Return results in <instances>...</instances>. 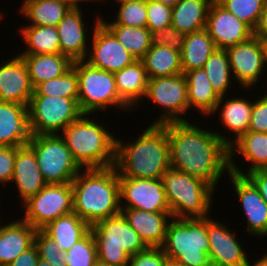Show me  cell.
<instances>
[{
  "label": "cell",
  "mask_w": 267,
  "mask_h": 266,
  "mask_svg": "<svg viewBox=\"0 0 267 266\" xmlns=\"http://www.w3.org/2000/svg\"><path fill=\"white\" fill-rule=\"evenodd\" d=\"M72 66L78 76V104L83 114L104 113L112 107L132 112L120 98L112 72L95 68L84 60L73 61Z\"/></svg>",
  "instance_id": "ba28073f"
},
{
  "label": "cell",
  "mask_w": 267,
  "mask_h": 266,
  "mask_svg": "<svg viewBox=\"0 0 267 266\" xmlns=\"http://www.w3.org/2000/svg\"><path fill=\"white\" fill-rule=\"evenodd\" d=\"M156 1L161 2L164 5L174 7L180 0H156Z\"/></svg>",
  "instance_id": "9f6ffc18"
},
{
  "label": "cell",
  "mask_w": 267,
  "mask_h": 266,
  "mask_svg": "<svg viewBox=\"0 0 267 266\" xmlns=\"http://www.w3.org/2000/svg\"><path fill=\"white\" fill-rule=\"evenodd\" d=\"M222 7L233 13L253 31L259 22L266 0H216Z\"/></svg>",
  "instance_id": "60d3db41"
},
{
  "label": "cell",
  "mask_w": 267,
  "mask_h": 266,
  "mask_svg": "<svg viewBox=\"0 0 267 266\" xmlns=\"http://www.w3.org/2000/svg\"><path fill=\"white\" fill-rule=\"evenodd\" d=\"M18 55L26 63L33 88L42 82L62 76L73 64L68 56L61 53Z\"/></svg>",
  "instance_id": "83f0119b"
},
{
  "label": "cell",
  "mask_w": 267,
  "mask_h": 266,
  "mask_svg": "<svg viewBox=\"0 0 267 266\" xmlns=\"http://www.w3.org/2000/svg\"><path fill=\"white\" fill-rule=\"evenodd\" d=\"M227 97V95L220 97L216 108L211 115L217 114L220 109V112L218 113L220 118L217 120H219L221 125L224 126V128L229 131L228 133L232 135L228 134L226 136V134L222 135L220 132H216V134L228 147H230L248 131L253 100L250 98H248L249 100L247 98L245 99L244 96L243 98L242 96H232L231 98L229 97V99Z\"/></svg>",
  "instance_id": "ffe728a7"
},
{
  "label": "cell",
  "mask_w": 267,
  "mask_h": 266,
  "mask_svg": "<svg viewBox=\"0 0 267 266\" xmlns=\"http://www.w3.org/2000/svg\"><path fill=\"white\" fill-rule=\"evenodd\" d=\"M121 213L147 247L163 246L168 224L173 218L171 212L121 209Z\"/></svg>",
  "instance_id": "cb8c5ba5"
},
{
  "label": "cell",
  "mask_w": 267,
  "mask_h": 266,
  "mask_svg": "<svg viewBox=\"0 0 267 266\" xmlns=\"http://www.w3.org/2000/svg\"><path fill=\"white\" fill-rule=\"evenodd\" d=\"M0 11H1V10H0ZM3 15H4V14H3L2 12H0V19L3 18V17H2Z\"/></svg>",
  "instance_id": "91938a15"
},
{
  "label": "cell",
  "mask_w": 267,
  "mask_h": 266,
  "mask_svg": "<svg viewBox=\"0 0 267 266\" xmlns=\"http://www.w3.org/2000/svg\"><path fill=\"white\" fill-rule=\"evenodd\" d=\"M34 93L24 60L16 53L0 65V101L29 105Z\"/></svg>",
  "instance_id": "d6986e66"
},
{
  "label": "cell",
  "mask_w": 267,
  "mask_h": 266,
  "mask_svg": "<svg viewBox=\"0 0 267 266\" xmlns=\"http://www.w3.org/2000/svg\"><path fill=\"white\" fill-rule=\"evenodd\" d=\"M39 258L38 249L36 245L33 244L29 249L22 252L8 266H37Z\"/></svg>",
  "instance_id": "c3c4849f"
},
{
  "label": "cell",
  "mask_w": 267,
  "mask_h": 266,
  "mask_svg": "<svg viewBox=\"0 0 267 266\" xmlns=\"http://www.w3.org/2000/svg\"><path fill=\"white\" fill-rule=\"evenodd\" d=\"M187 81V98L189 111L192 109L202 114L211 116L220 97L213 90L210 81L203 68L194 69L184 73Z\"/></svg>",
  "instance_id": "f1b7e54d"
},
{
  "label": "cell",
  "mask_w": 267,
  "mask_h": 266,
  "mask_svg": "<svg viewBox=\"0 0 267 266\" xmlns=\"http://www.w3.org/2000/svg\"><path fill=\"white\" fill-rule=\"evenodd\" d=\"M203 69L216 94L219 97L228 95L233 87L231 83L234 81L235 84V80L226 49H216L204 63Z\"/></svg>",
  "instance_id": "d590c367"
},
{
  "label": "cell",
  "mask_w": 267,
  "mask_h": 266,
  "mask_svg": "<svg viewBox=\"0 0 267 266\" xmlns=\"http://www.w3.org/2000/svg\"><path fill=\"white\" fill-rule=\"evenodd\" d=\"M28 145L47 184L71 183L82 170L59 134L31 135Z\"/></svg>",
  "instance_id": "9c48e42d"
},
{
  "label": "cell",
  "mask_w": 267,
  "mask_h": 266,
  "mask_svg": "<svg viewBox=\"0 0 267 266\" xmlns=\"http://www.w3.org/2000/svg\"><path fill=\"white\" fill-rule=\"evenodd\" d=\"M237 155H241L244 162L250 163L246 164L248 165L246 170L236 164L233 157ZM266 169L267 133L247 131L229 147V170L231 173L246 176L250 172Z\"/></svg>",
  "instance_id": "7402d4cb"
},
{
  "label": "cell",
  "mask_w": 267,
  "mask_h": 266,
  "mask_svg": "<svg viewBox=\"0 0 267 266\" xmlns=\"http://www.w3.org/2000/svg\"><path fill=\"white\" fill-rule=\"evenodd\" d=\"M258 39H259L261 47H262L265 65H267V36L258 37Z\"/></svg>",
  "instance_id": "f5cc1de1"
},
{
  "label": "cell",
  "mask_w": 267,
  "mask_h": 266,
  "mask_svg": "<svg viewBox=\"0 0 267 266\" xmlns=\"http://www.w3.org/2000/svg\"><path fill=\"white\" fill-rule=\"evenodd\" d=\"M71 186L73 212L90 226L121 213L119 177L114 166L82 169Z\"/></svg>",
  "instance_id": "3957f363"
},
{
  "label": "cell",
  "mask_w": 267,
  "mask_h": 266,
  "mask_svg": "<svg viewBox=\"0 0 267 266\" xmlns=\"http://www.w3.org/2000/svg\"><path fill=\"white\" fill-rule=\"evenodd\" d=\"M21 206H24V215L21 219L36 230L43 229L60 216L73 212L71 183L46 184Z\"/></svg>",
  "instance_id": "7c38bea8"
},
{
  "label": "cell",
  "mask_w": 267,
  "mask_h": 266,
  "mask_svg": "<svg viewBox=\"0 0 267 266\" xmlns=\"http://www.w3.org/2000/svg\"><path fill=\"white\" fill-rule=\"evenodd\" d=\"M136 60H141L151 48L149 29L124 25H104Z\"/></svg>",
  "instance_id": "8d00e7d4"
},
{
  "label": "cell",
  "mask_w": 267,
  "mask_h": 266,
  "mask_svg": "<svg viewBox=\"0 0 267 266\" xmlns=\"http://www.w3.org/2000/svg\"><path fill=\"white\" fill-rule=\"evenodd\" d=\"M90 45L84 61L108 72L119 71L136 61L117 38L100 22V14L94 17Z\"/></svg>",
  "instance_id": "4fadbf2b"
},
{
  "label": "cell",
  "mask_w": 267,
  "mask_h": 266,
  "mask_svg": "<svg viewBox=\"0 0 267 266\" xmlns=\"http://www.w3.org/2000/svg\"><path fill=\"white\" fill-rule=\"evenodd\" d=\"M37 266H53V265L49 264L48 261H45V260L39 258Z\"/></svg>",
  "instance_id": "6f0895ef"
},
{
  "label": "cell",
  "mask_w": 267,
  "mask_h": 266,
  "mask_svg": "<svg viewBox=\"0 0 267 266\" xmlns=\"http://www.w3.org/2000/svg\"><path fill=\"white\" fill-rule=\"evenodd\" d=\"M33 95L78 98V76L75 68L72 66L62 76L38 84Z\"/></svg>",
  "instance_id": "f35d334b"
},
{
  "label": "cell",
  "mask_w": 267,
  "mask_h": 266,
  "mask_svg": "<svg viewBox=\"0 0 267 266\" xmlns=\"http://www.w3.org/2000/svg\"><path fill=\"white\" fill-rule=\"evenodd\" d=\"M78 98L32 95L28 105L31 135L60 134L82 115Z\"/></svg>",
  "instance_id": "30bf717a"
},
{
  "label": "cell",
  "mask_w": 267,
  "mask_h": 266,
  "mask_svg": "<svg viewBox=\"0 0 267 266\" xmlns=\"http://www.w3.org/2000/svg\"><path fill=\"white\" fill-rule=\"evenodd\" d=\"M228 177L242 206L245 216L246 230L251 236L266 238L267 236V204L259 194L258 189L246 177L229 173Z\"/></svg>",
  "instance_id": "e0dca14e"
},
{
  "label": "cell",
  "mask_w": 267,
  "mask_h": 266,
  "mask_svg": "<svg viewBox=\"0 0 267 266\" xmlns=\"http://www.w3.org/2000/svg\"><path fill=\"white\" fill-rule=\"evenodd\" d=\"M205 225L209 239L208 254L212 266L249 265V253H245L241 241L235 237L234 231L229 229L226 223L208 216L205 218Z\"/></svg>",
  "instance_id": "2e32d148"
},
{
  "label": "cell",
  "mask_w": 267,
  "mask_h": 266,
  "mask_svg": "<svg viewBox=\"0 0 267 266\" xmlns=\"http://www.w3.org/2000/svg\"><path fill=\"white\" fill-rule=\"evenodd\" d=\"M161 248L183 266H212L205 218H172Z\"/></svg>",
  "instance_id": "52a82bcc"
},
{
  "label": "cell",
  "mask_w": 267,
  "mask_h": 266,
  "mask_svg": "<svg viewBox=\"0 0 267 266\" xmlns=\"http://www.w3.org/2000/svg\"><path fill=\"white\" fill-rule=\"evenodd\" d=\"M144 98L162 109L152 124L188 122L185 116L189 113V102L184 73L149 79Z\"/></svg>",
  "instance_id": "8fae6325"
},
{
  "label": "cell",
  "mask_w": 267,
  "mask_h": 266,
  "mask_svg": "<svg viewBox=\"0 0 267 266\" xmlns=\"http://www.w3.org/2000/svg\"><path fill=\"white\" fill-rule=\"evenodd\" d=\"M196 123H168L170 166L199 178L214 189L223 173L228 175L229 147L215 131L203 130Z\"/></svg>",
  "instance_id": "6da1fadb"
},
{
  "label": "cell",
  "mask_w": 267,
  "mask_h": 266,
  "mask_svg": "<svg viewBox=\"0 0 267 266\" xmlns=\"http://www.w3.org/2000/svg\"><path fill=\"white\" fill-rule=\"evenodd\" d=\"M118 4V11H115V19L110 21L104 20L101 14L100 22L103 25H124L132 27H147V7L146 0H129ZM114 21V22H113Z\"/></svg>",
  "instance_id": "74e56055"
},
{
  "label": "cell",
  "mask_w": 267,
  "mask_h": 266,
  "mask_svg": "<svg viewBox=\"0 0 267 266\" xmlns=\"http://www.w3.org/2000/svg\"><path fill=\"white\" fill-rule=\"evenodd\" d=\"M185 35L174 26L169 25L164 29L151 31V46H165L178 51L183 50Z\"/></svg>",
  "instance_id": "ee69618b"
},
{
  "label": "cell",
  "mask_w": 267,
  "mask_h": 266,
  "mask_svg": "<svg viewBox=\"0 0 267 266\" xmlns=\"http://www.w3.org/2000/svg\"><path fill=\"white\" fill-rule=\"evenodd\" d=\"M217 49L206 29L185 35L181 51L182 72L203 68L204 63Z\"/></svg>",
  "instance_id": "1f68e13d"
},
{
  "label": "cell",
  "mask_w": 267,
  "mask_h": 266,
  "mask_svg": "<svg viewBox=\"0 0 267 266\" xmlns=\"http://www.w3.org/2000/svg\"><path fill=\"white\" fill-rule=\"evenodd\" d=\"M83 17L82 7L72 8L57 25L61 54L72 61L84 60L88 53L92 32L87 34L88 25Z\"/></svg>",
  "instance_id": "44dd1931"
},
{
  "label": "cell",
  "mask_w": 267,
  "mask_h": 266,
  "mask_svg": "<svg viewBox=\"0 0 267 266\" xmlns=\"http://www.w3.org/2000/svg\"><path fill=\"white\" fill-rule=\"evenodd\" d=\"M18 147L0 145V185L7 186L12 180Z\"/></svg>",
  "instance_id": "7dc6e473"
},
{
  "label": "cell",
  "mask_w": 267,
  "mask_h": 266,
  "mask_svg": "<svg viewBox=\"0 0 267 266\" xmlns=\"http://www.w3.org/2000/svg\"><path fill=\"white\" fill-rule=\"evenodd\" d=\"M66 266H98L97 247L92 231L65 252Z\"/></svg>",
  "instance_id": "ab89813d"
},
{
  "label": "cell",
  "mask_w": 267,
  "mask_h": 266,
  "mask_svg": "<svg viewBox=\"0 0 267 266\" xmlns=\"http://www.w3.org/2000/svg\"><path fill=\"white\" fill-rule=\"evenodd\" d=\"M226 52L236 84L243 87L240 89H255L253 86L261 81V75L265 77L267 69L258 37L252 36L243 43L228 47Z\"/></svg>",
  "instance_id": "9a60e30c"
},
{
  "label": "cell",
  "mask_w": 267,
  "mask_h": 266,
  "mask_svg": "<svg viewBox=\"0 0 267 266\" xmlns=\"http://www.w3.org/2000/svg\"><path fill=\"white\" fill-rule=\"evenodd\" d=\"M113 74L120 98L132 110L135 108L138 109L140 105L142 107L140 103L144 100L149 81L143 62L136 60Z\"/></svg>",
  "instance_id": "4316f807"
},
{
  "label": "cell",
  "mask_w": 267,
  "mask_h": 266,
  "mask_svg": "<svg viewBox=\"0 0 267 266\" xmlns=\"http://www.w3.org/2000/svg\"><path fill=\"white\" fill-rule=\"evenodd\" d=\"M114 167L118 177L162 179L171 167L168 123L148 125L130 143L116 137Z\"/></svg>",
  "instance_id": "7a4b0ae2"
},
{
  "label": "cell",
  "mask_w": 267,
  "mask_h": 266,
  "mask_svg": "<svg viewBox=\"0 0 267 266\" xmlns=\"http://www.w3.org/2000/svg\"><path fill=\"white\" fill-rule=\"evenodd\" d=\"M98 3L101 2V0H97ZM103 1V0H102ZM115 3H120V2H123V1H129V0H113ZM105 2V0H104Z\"/></svg>",
  "instance_id": "680465c9"
},
{
  "label": "cell",
  "mask_w": 267,
  "mask_h": 266,
  "mask_svg": "<svg viewBox=\"0 0 267 266\" xmlns=\"http://www.w3.org/2000/svg\"><path fill=\"white\" fill-rule=\"evenodd\" d=\"M253 35L256 37L267 36V0L265 1L259 22L253 31Z\"/></svg>",
  "instance_id": "f907efd6"
},
{
  "label": "cell",
  "mask_w": 267,
  "mask_h": 266,
  "mask_svg": "<svg viewBox=\"0 0 267 266\" xmlns=\"http://www.w3.org/2000/svg\"><path fill=\"white\" fill-rule=\"evenodd\" d=\"M166 255L160 247H147L145 250L129 257L127 266H163Z\"/></svg>",
  "instance_id": "bcb514c9"
},
{
  "label": "cell",
  "mask_w": 267,
  "mask_h": 266,
  "mask_svg": "<svg viewBox=\"0 0 267 266\" xmlns=\"http://www.w3.org/2000/svg\"><path fill=\"white\" fill-rule=\"evenodd\" d=\"M149 79L174 76L182 72L181 52L165 46H151L141 59Z\"/></svg>",
  "instance_id": "836d02e7"
},
{
  "label": "cell",
  "mask_w": 267,
  "mask_h": 266,
  "mask_svg": "<svg viewBox=\"0 0 267 266\" xmlns=\"http://www.w3.org/2000/svg\"><path fill=\"white\" fill-rule=\"evenodd\" d=\"M248 266H267V253H264L261 258L259 257L257 260L249 262Z\"/></svg>",
  "instance_id": "db71d44e"
},
{
  "label": "cell",
  "mask_w": 267,
  "mask_h": 266,
  "mask_svg": "<svg viewBox=\"0 0 267 266\" xmlns=\"http://www.w3.org/2000/svg\"><path fill=\"white\" fill-rule=\"evenodd\" d=\"M163 266H183V265L174 259L166 258Z\"/></svg>",
  "instance_id": "11a10c76"
},
{
  "label": "cell",
  "mask_w": 267,
  "mask_h": 266,
  "mask_svg": "<svg viewBox=\"0 0 267 266\" xmlns=\"http://www.w3.org/2000/svg\"><path fill=\"white\" fill-rule=\"evenodd\" d=\"M95 115L82 114L59 134L82 169L115 165V133L112 134L104 123L100 124Z\"/></svg>",
  "instance_id": "277c9868"
},
{
  "label": "cell",
  "mask_w": 267,
  "mask_h": 266,
  "mask_svg": "<svg viewBox=\"0 0 267 266\" xmlns=\"http://www.w3.org/2000/svg\"><path fill=\"white\" fill-rule=\"evenodd\" d=\"M213 39L217 49L243 43L253 35V30L222 7L216 0L210 4L205 28Z\"/></svg>",
  "instance_id": "ac0fdd59"
},
{
  "label": "cell",
  "mask_w": 267,
  "mask_h": 266,
  "mask_svg": "<svg viewBox=\"0 0 267 266\" xmlns=\"http://www.w3.org/2000/svg\"><path fill=\"white\" fill-rule=\"evenodd\" d=\"M146 7L147 28L150 32L171 25L172 7L156 0H146Z\"/></svg>",
  "instance_id": "7bdbcfd3"
},
{
  "label": "cell",
  "mask_w": 267,
  "mask_h": 266,
  "mask_svg": "<svg viewBox=\"0 0 267 266\" xmlns=\"http://www.w3.org/2000/svg\"><path fill=\"white\" fill-rule=\"evenodd\" d=\"M119 195L120 209L171 212L162 179L119 177Z\"/></svg>",
  "instance_id": "5bb4252c"
},
{
  "label": "cell",
  "mask_w": 267,
  "mask_h": 266,
  "mask_svg": "<svg viewBox=\"0 0 267 266\" xmlns=\"http://www.w3.org/2000/svg\"><path fill=\"white\" fill-rule=\"evenodd\" d=\"M213 0H180L171 13V25L184 34L206 28L210 4Z\"/></svg>",
  "instance_id": "f546056e"
},
{
  "label": "cell",
  "mask_w": 267,
  "mask_h": 266,
  "mask_svg": "<svg viewBox=\"0 0 267 266\" xmlns=\"http://www.w3.org/2000/svg\"><path fill=\"white\" fill-rule=\"evenodd\" d=\"M253 99L248 131L267 133V93Z\"/></svg>",
  "instance_id": "f6af8a7d"
},
{
  "label": "cell",
  "mask_w": 267,
  "mask_h": 266,
  "mask_svg": "<svg viewBox=\"0 0 267 266\" xmlns=\"http://www.w3.org/2000/svg\"><path fill=\"white\" fill-rule=\"evenodd\" d=\"M30 137L28 106L0 101V145L21 147Z\"/></svg>",
  "instance_id": "d4e9b609"
},
{
  "label": "cell",
  "mask_w": 267,
  "mask_h": 266,
  "mask_svg": "<svg viewBox=\"0 0 267 266\" xmlns=\"http://www.w3.org/2000/svg\"><path fill=\"white\" fill-rule=\"evenodd\" d=\"M34 244L41 259L48 261L53 266H66L65 252L61 250L57 241H54L43 229L36 230Z\"/></svg>",
  "instance_id": "b9f144b4"
},
{
  "label": "cell",
  "mask_w": 267,
  "mask_h": 266,
  "mask_svg": "<svg viewBox=\"0 0 267 266\" xmlns=\"http://www.w3.org/2000/svg\"><path fill=\"white\" fill-rule=\"evenodd\" d=\"M6 223L0 225V266H8L29 249L34 244L36 232L34 227L20 218Z\"/></svg>",
  "instance_id": "484cf974"
},
{
  "label": "cell",
  "mask_w": 267,
  "mask_h": 266,
  "mask_svg": "<svg viewBox=\"0 0 267 266\" xmlns=\"http://www.w3.org/2000/svg\"><path fill=\"white\" fill-rule=\"evenodd\" d=\"M246 177L258 189L259 194L267 204V169L250 172L246 175Z\"/></svg>",
  "instance_id": "681fc988"
},
{
  "label": "cell",
  "mask_w": 267,
  "mask_h": 266,
  "mask_svg": "<svg viewBox=\"0 0 267 266\" xmlns=\"http://www.w3.org/2000/svg\"><path fill=\"white\" fill-rule=\"evenodd\" d=\"M71 9V6L58 0H23L18 15L30 20L28 25L57 27Z\"/></svg>",
  "instance_id": "4dcf8cb0"
},
{
  "label": "cell",
  "mask_w": 267,
  "mask_h": 266,
  "mask_svg": "<svg viewBox=\"0 0 267 266\" xmlns=\"http://www.w3.org/2000/svg\"><path fill=\"white\" fill-rule=\"evenodd\" d=\"M10 183H14L10 185H14L17 189L22 204L47 184L38 166L35 153L28 144L18 147L16 151L14 173Z\"/></svg>",
  "instance_id": "603a6c76"
},
{
  "label": "cell",
  "mask_w": 267,
  "mask_h": 266,
  "mask_svg": "<svg viewBox=\"0 0 267 266\" xmlns=\"http://www.w3.org/2000/svg\"><path fill=\"white\" fill-rule=\"evenodd\" d=\"M58 1H61V2H64L66 3L67 5L71 6L72 8H80V7H83L80 3L82 2L83 4L88 3L89 2H92V4H94V2L96 3L97 0H58ZM85 1V2H84Z\"/></svg>",
  "instance_id": "816d5d0a"
},
{
  "label": "cell",
  "mask_w": 267,
  "mask_h": 266,
  "mask_svg": "<svg viewBox=\"0 0 267 266\" xmlns=\"http://www.w3.org/2000/svg\"><path fill=\"white\" fill-rule=\"evenodd\" d=\"M165 195L173 218H206L212 214L215 189L207 182L169 168L162 176Z\"/></svg>",
  "instance_id": "5b68a950"
},
{
  "label": "cell",
  "mask_w": 267,
  "mask_h": 266,
  "mask_svg": "<svg viewBox=\"0 0 267 266\" xmlns=\"http://www.w3.org/2000/svg\"><path fill=\"white\" fill-rule=\"evenodd\" d=\"M91 231L99 266H127L130 256L147 248L122 213L99 220Z\"/></svg>",
  "instance_id": "8992f818"
},
{
  "label": "cell",
  "mask_w": 267,
  "mask_h": 266,
  "mask_svg": "<svg viewBox=\"0 0 267 266\" xmlns=\"http://www.w3.org/2000/svg\"><path fill=\"white\" fill-rule=\"evenodd\" d=\"M43 230L57 241L63 252H67L91 230V226L72 212L50 222Z\"/></svg>",
  "instance_id": "d6a6232c"
},
{
  "label": "cell",
  "mask_w": 267,
  "mask_h": 266,
  "mask_svg": "<svg viewBox=\"0 0 267 266\" xmlns=\"http://www.w3.org/2000/svg\"><path fill=\"white\" fill-rule=\"evenodd\" d=\"M18 30L26 44L19 54H55L61 53L57 27L54 26H20Z\"/></svg>",
  "instance_id": "e575fe53"
}]
</instances>
